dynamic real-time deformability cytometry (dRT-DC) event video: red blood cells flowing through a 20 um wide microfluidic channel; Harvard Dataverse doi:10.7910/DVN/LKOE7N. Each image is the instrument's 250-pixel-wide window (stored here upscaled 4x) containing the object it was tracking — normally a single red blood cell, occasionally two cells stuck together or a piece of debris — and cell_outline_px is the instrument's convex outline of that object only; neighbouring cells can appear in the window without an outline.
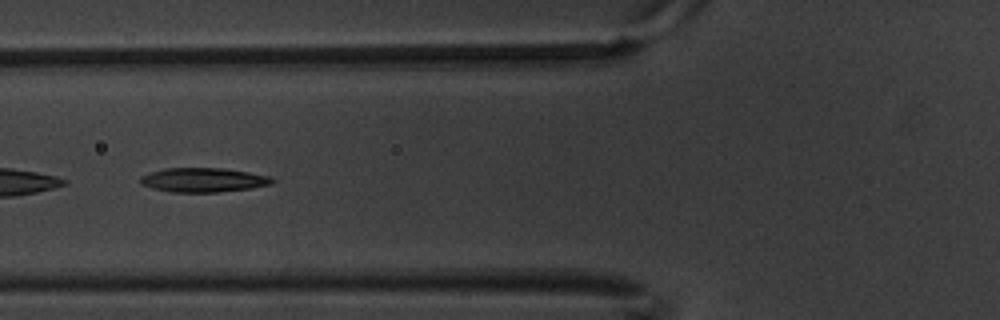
{"species": "common noctule bat (a hibernating species)", "species_latin": "Nyctalus noctula", "temperature_condition": "warm", "stored_images_in_passage": 9, "camera_frame_rate_fps": 3000, "um_per_image_px": 0.085, "animal": {"sex": "male", "body_mass_g": 20.1, "forearm_length_mm": 53.5}, "frame": {"image": 1, "passage_image": 6, "time_ms": 1.667, "image_size_px": [1000, 320], "cell_outline_px": [[276, 180], [272, 184], [252, 188], [216, 192], [172, 192], [152, 188], [140, 184], [140, 176], [164, 168], [224, 168], [272, 176]], "centroid_in_image_um": [17.31, 15.29], "position_along_channel_um": 108.5, "area_um2": 18.73}}
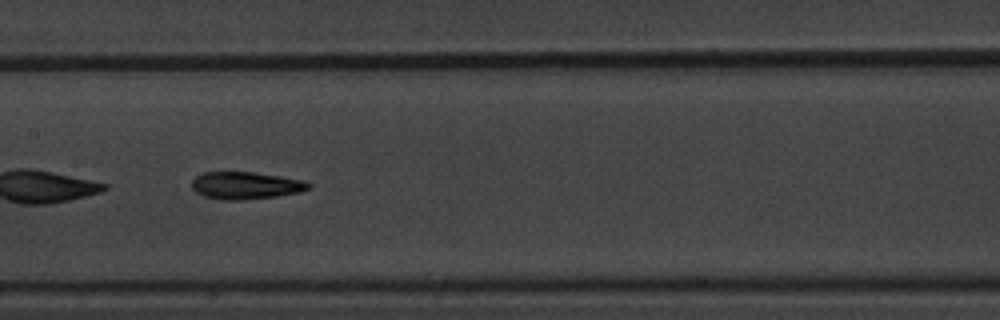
{"frame": {"image": 2, "passage_image": 8, "time_ms": 2.333, "image_size_px": [1000, 320], "cell_outline_px": [[312, 184], [308, 188], [300, 192], [276, 196], [240, 200], [220, 200], [204, 196], [196, 192], [192, 188], [192, 180], [196, 176], [204, 172], [252, 172], [280, 176], [304, 180]], "centroid_in_image_um": [20.87, 15.76], "position_along_channel_um": 186.5, "area_um2": 18.55}}